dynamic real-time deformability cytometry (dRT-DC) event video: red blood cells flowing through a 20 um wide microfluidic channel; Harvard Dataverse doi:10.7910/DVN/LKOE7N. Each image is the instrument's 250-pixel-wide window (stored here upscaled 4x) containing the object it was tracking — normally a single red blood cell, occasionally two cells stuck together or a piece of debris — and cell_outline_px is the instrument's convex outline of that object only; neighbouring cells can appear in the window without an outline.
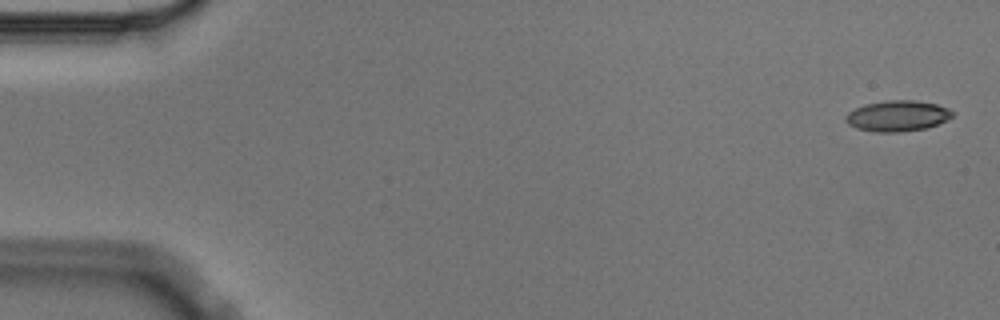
{"species": "Egyptian fruit bat (a non-hibernating species)", "species_latin": "Rousettus aegyptiacus", "temperature_condition": "cold", "stored_images_in_passage": 9, "camera_frame_rate_fps": 3000, "um_per_image_px": 0.085, "animal": {"sex": "male"}, "frame": {"image": 1, "passage_image": 1, "time_ms": 0.0, "image_size_px": [1000, 320], "cell_outline_px": [[956, 112], [948, 120], [928, 128], [900, 132], [876, 132], [856, 128], [848, 124], [844, 120], [844, 116], [848, 112], [856, 108], [868, 104], [888, 100], [912, 100], [936, 104], [948, 108]], "centroid_in_image_um": [76.31, 9.86], "position_along_channel_um": 8.7, "area_um2": 19.25}}
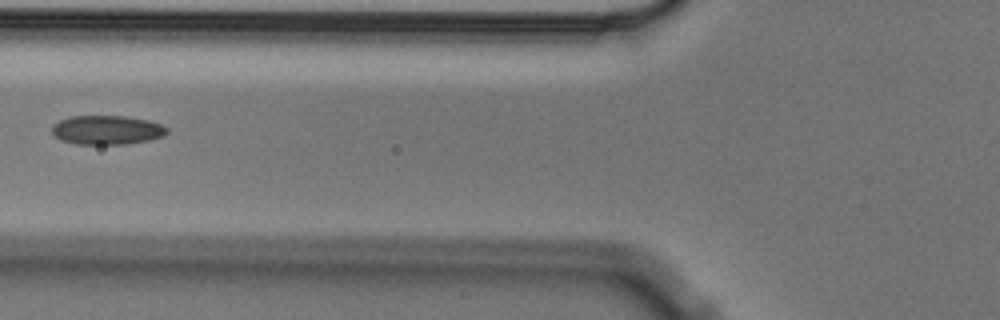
{"frame": {"image": 2, "passage_image": 6, "time_ms": 1.667, "image_size_px": [1000, 320], "cell_outline_px": [[168, 132], [164, 136], [148, 140], [124, 144], [76, 144], [60, 140], [52, 132], [52, 128], [60, 120], [68, 116], [128, 116], [148, 120], [160, 124], [168, 128]], "centroid_in_image_um": [9.1, 11.04], "position_along_channel_um": 116.7, "area_um2": 19.48}}
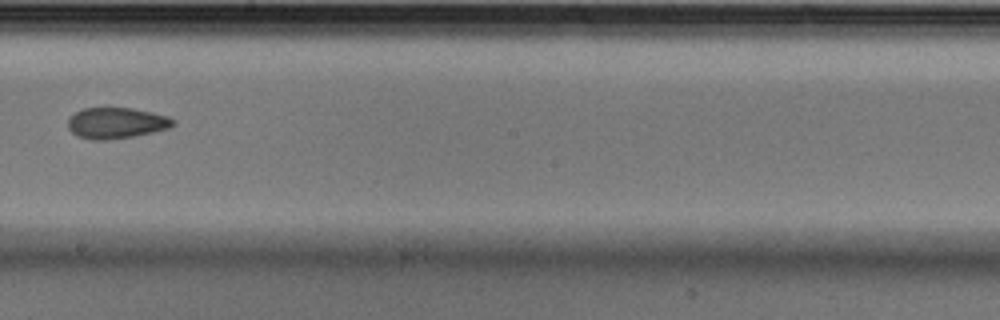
{"frame": {"image": 3, "passage_image": 9, "time_ms": 2.667, "image_size_px": [1000, 320], "cell_outline_px": [[176, 124], [168, 128], [136, 136], [108, 140], [92, 140], [76, 136], [68, 128], [68, 120], [76, 112], [84, 108], [132, 108], [152, 112], [168, 116], [176, 120]], "centroid_in_image_um": [9.9, 10.46], "position_along_channel_um": 238.3, "area_um2": 19.07}}